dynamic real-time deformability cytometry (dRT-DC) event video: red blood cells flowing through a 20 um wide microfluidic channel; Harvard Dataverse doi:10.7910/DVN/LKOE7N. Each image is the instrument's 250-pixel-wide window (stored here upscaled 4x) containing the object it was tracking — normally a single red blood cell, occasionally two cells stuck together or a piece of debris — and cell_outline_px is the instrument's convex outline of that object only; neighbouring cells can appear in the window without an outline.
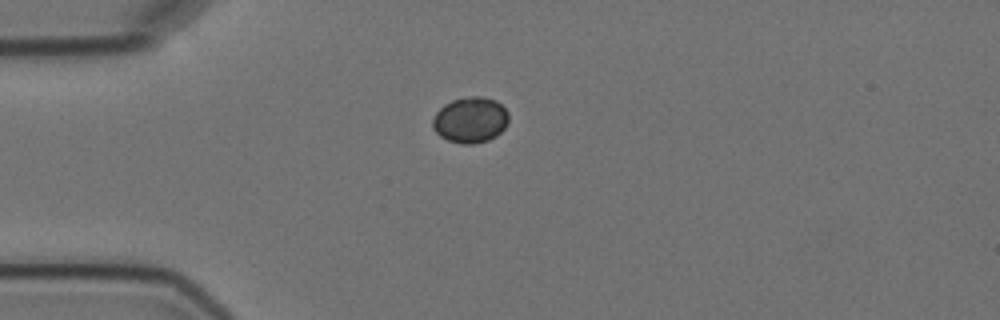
{"species": "Egyptian fruit bat (a non-hibernating species)", "species_latin": "Rousettus aegyptiacus", "temperature_condition": "cold", "stored_images_in_passage": 12, "camera_frame_rate_fps": 3000, "um_per_image_px": 0.085, "animal": {"sex": "female"}, "frame": {"image": 1, "passage_image": 1, "time_ms": 0.0, "image_size_px": [1000, 320], "cell_outline_px": [[508, 120], [504, 128], [496, 136], [488, 140], [472, 144], [460, 144], [448, 140], [440, 136], [432, 128], [432, 120], [436, 112], [444, 104], [452, 100], [472, 96], [480, 96], [496, 100], [508, 112]], "centroid_in_image_um": [39.96, 10.2], "position_along_channel_um": 45.0, "area_um2": 20.29}}
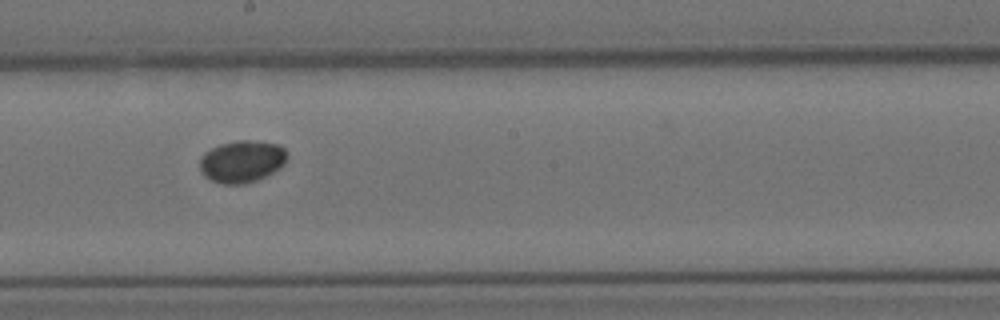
{"frame": {"image": 2, "passage_image": 6, "time_ms": 5.667, "image_size_px": [1000, 320], "cell_outline_px": [[288, 156], [284, 164], [280, 168], [256, 180], [244, 184], [224, 184], [212, 180], [204, 176], [200, 168], [200, 156], [204, 152], [220, 144], [240, 140], [248, 140], [280, 144], [288, 152]], "centroid_in_image_um": [20.57, 13.71], "position_along_channel_um": 227.6, "area_um2": 21.44}}
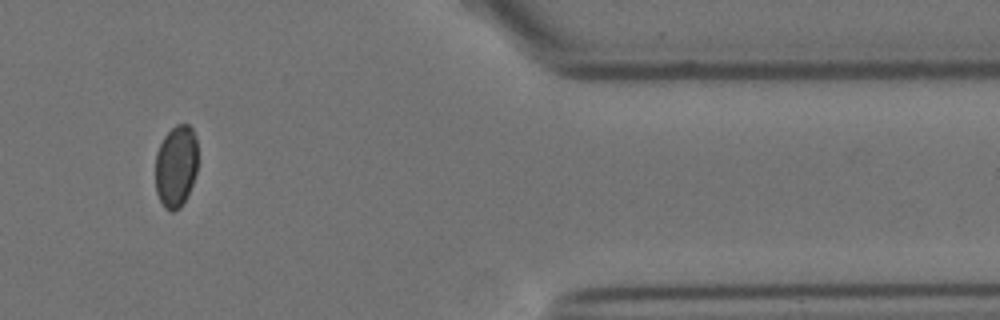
{"frame": {"image": 3, "passage_image": 10, "time_ms": 11.333, "image_size_px": [1000, 320], "cell_outline_px": [[196, 172], [192, 184], [180, 208], [172, 212], [164, 208], [156, 192], [156, 152], [164, 136], [176, 124], [188, 124], [192, 128], [196, 136]], "centroid_in_image_um": [14.95, 14.12], "position_along_channel_um": 396.5, "area_um2": 20.17}, "authors_computed_cell_mechanics": {"area_um2": 20.808, "velocity_mm_per_s": 3.5515, "shape_relaxation_time_tau1_ms": null, "shape_relaxation_time_tau2_ms": 8.4753, "deformation_change_tau1": null, "deformation_change_tau2": 0.0247}}